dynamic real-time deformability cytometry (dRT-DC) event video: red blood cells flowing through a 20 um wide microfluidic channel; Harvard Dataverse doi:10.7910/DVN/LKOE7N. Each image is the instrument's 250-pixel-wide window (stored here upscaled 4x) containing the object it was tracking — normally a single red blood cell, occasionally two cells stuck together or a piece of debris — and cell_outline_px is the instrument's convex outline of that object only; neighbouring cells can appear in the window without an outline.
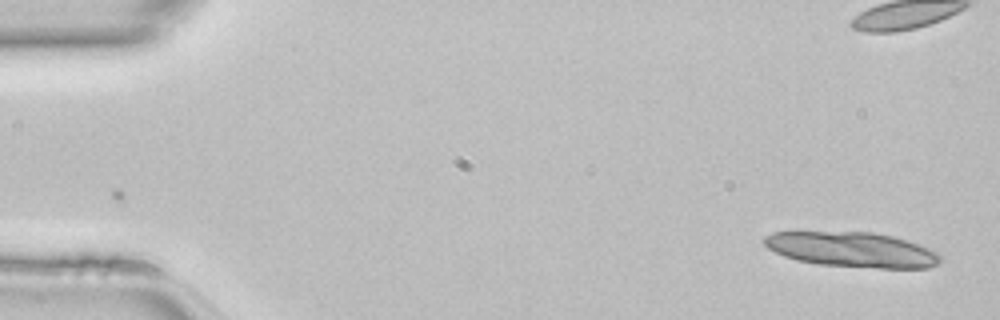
{"species": "common noctule bat (a hibernating species)", "species_latin": "Nyctalus noctula", "temperature_condition": "room temperature", "stored_images_in_passage": 12, "camera_frame_rate_fps": 3000, "um_per_image_px": 0.085, "animal": {"sex": "female", "body_mass_g": 22.7, "forearm_length_mm": 54.2}, "frame": {"image": 1, "passage_image": 1, "time_ms": 0.0, "image_size_px": [1000, 320], "cell_outline_px": [[940, 260], [936, 264], [928, 268], [880, 268], [820, 264], [796, 260], [784, 256], [768, 248], [764, 244], [764, 236], [772, 232], [872, 232], [892, 236], [928, 248], [936, 252], [940, 256]], "centroid_in_image_um": [72.39, 21.21], "position_along_channel_um": 12.6, "area_um2": 35.55}}